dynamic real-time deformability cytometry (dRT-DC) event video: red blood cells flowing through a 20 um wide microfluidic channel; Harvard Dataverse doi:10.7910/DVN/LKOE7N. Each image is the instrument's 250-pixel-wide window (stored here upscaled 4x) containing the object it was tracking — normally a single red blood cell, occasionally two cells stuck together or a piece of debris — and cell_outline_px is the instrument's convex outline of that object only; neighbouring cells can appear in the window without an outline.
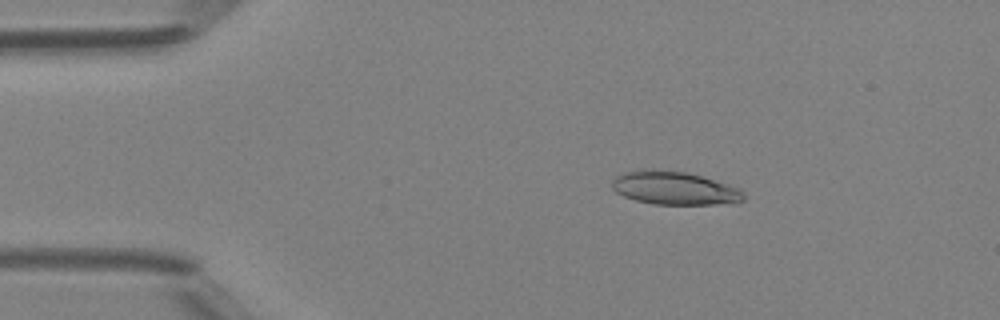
{"species": "Egyptian fruit bat (a non-hibernating species)", "species_latin": "Rousettus aegyptiacus", "temperature_condition": "room temperature", "stored_images_in_passage": 43, "camera_frame_rate_fps": 3000, "um_per_image_px": 0.085, "animal": {"sex": "female"}, "frame": {"image": 1, "passage_image": 3, "time_ms": 0.667, "image_size_px": [1000, 320], "cell_outline_px": [[744, 200], [736, 204], [656, 204], [636, 200], [624, 196], [616, 192], [612, 188], [612, 180], [616, 176], [624, 172], [644, 168], [652, 168], [684, 172], [700, 176], [728, 184], [740, 188], [744, 192]], "centroid_in_image_um": [57.34, 15.98], "position_along_channel_um": 27.7, "area_um2": 25.72}}
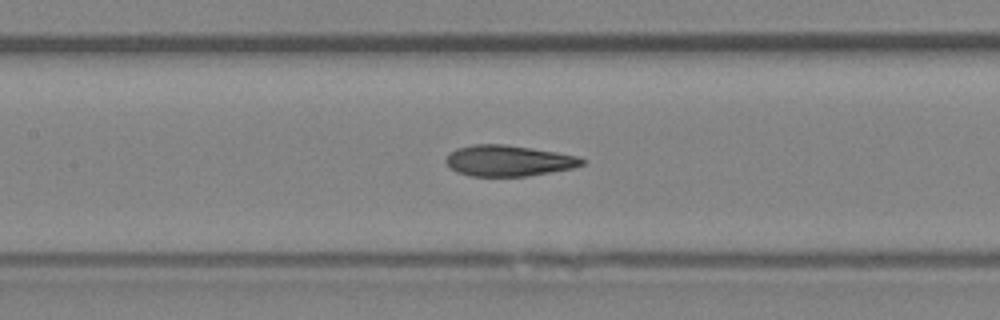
{"frame": {"image": 2, "passage_image": 17, "time_ms": 5.333, "image_size_px": [1000, 320], "cell_outline_px": [[584, 164], [572, 168], [528, 176], [472, 176], [456, 172], [444, 160], [456, 148], [472, 144], [504, 144], [556, 152], [576, 156], [584, 160]], "centroid_in_image_um": [43.2, 13.66], "position_along_channel_um": 164.2, "area_um2": 24.28}}
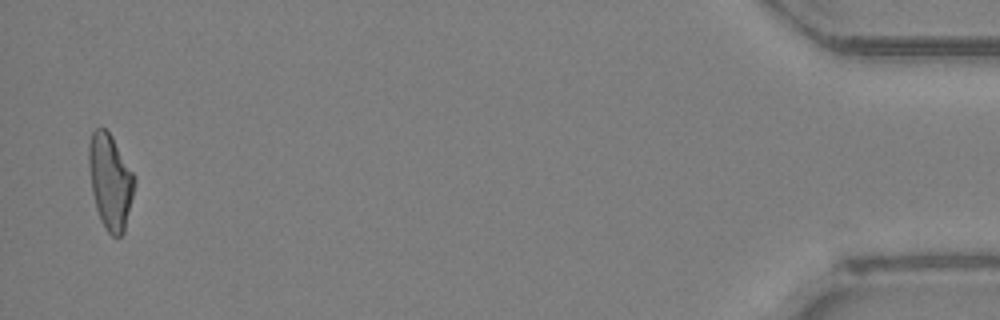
{"frame": {"image": 3, "passage_image": 42, "time_ms": 13.667, "image_size_px": [1000, 320], "cell_outline_px": [[136, 184], [124, 232], [120, 236], [112, 236], [108, 232], [100, 220], [96, 208], [92, 192], [88, 164], [88, 144], [92, 132], [96, 128], [104, 128], [112, 136], [136, 176]], "centroid_in_image_um": [9.38, 15.41], "position_along_channel_um": 425.8, "area_um2": 25.55}, "authors_computed_cell_mechanics": {"area_um2": 24.9118, "velocity_mm_per_s": 4.2333, "shape_relaxation_time_tau1_ms": 6.7331, "shape_relaxation_time_tau2_ms": 1.6036, "deformation_change_tau1": 0.2113, "deformation_change_tau2": 0.0915}}